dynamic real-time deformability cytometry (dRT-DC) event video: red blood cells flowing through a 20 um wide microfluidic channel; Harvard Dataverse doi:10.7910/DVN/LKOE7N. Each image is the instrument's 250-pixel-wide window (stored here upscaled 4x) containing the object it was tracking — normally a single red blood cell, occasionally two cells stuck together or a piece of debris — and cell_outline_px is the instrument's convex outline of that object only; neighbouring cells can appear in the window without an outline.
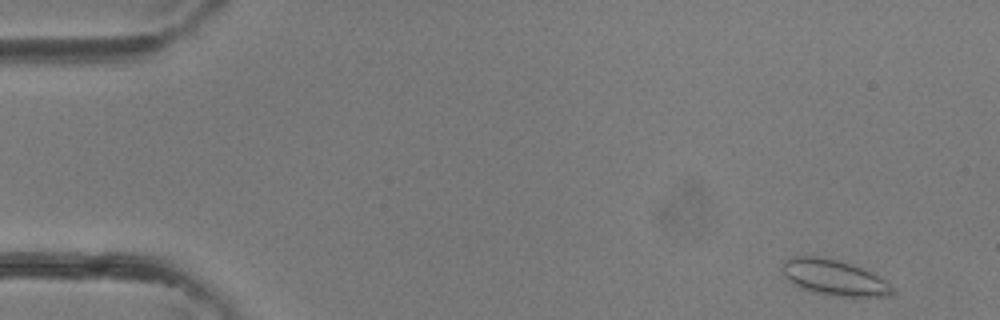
{"species": "common noctule bat (a hibernating species)", "species_latin": "Nyctalus noctula", "temperature_condition": "room temperature", "stored_images_in_passage": 6, "camera_frame_rate_fps": 3000, "um_per_image_px": 0.085, "animal": {"sex": "female"}, "frame": {"image": 1, "passage_image": 2, "time_ms": 0.333, "image_size_px": [1000, 320], "cell_outline_px": [[896, 292], [892, 296], [824, 296], [800, 288], [792, 284], [784, 276], [780, 268], [784, 260], [792, 256], [824, 256], [840, 260], [852, 264], [884, 280], [896, 288]], "centroid_in_image_um": [70.85, 23.59], "position_along_channel_um": 14.2, "area_um2": 23.35}}